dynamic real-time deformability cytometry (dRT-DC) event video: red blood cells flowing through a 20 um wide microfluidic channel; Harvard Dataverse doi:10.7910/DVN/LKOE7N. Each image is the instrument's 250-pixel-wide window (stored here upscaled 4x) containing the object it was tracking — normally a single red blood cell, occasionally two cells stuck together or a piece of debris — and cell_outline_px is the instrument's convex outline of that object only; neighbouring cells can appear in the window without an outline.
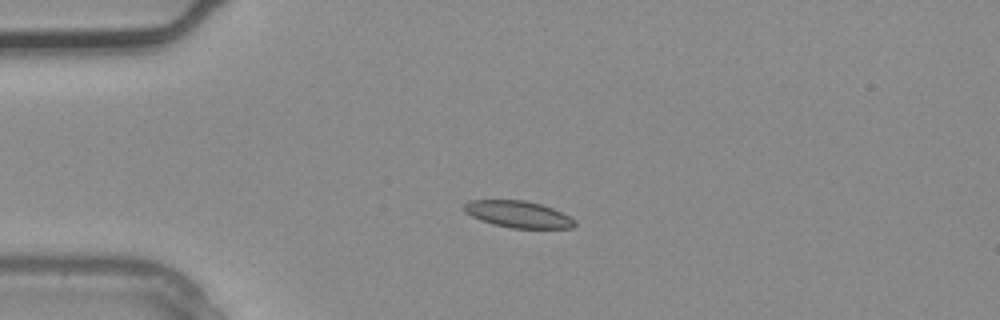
{"species": "common noctule bat (a hibernating species)", "species_latin": "Nyctalus noctula", "temperature_condition": "warm", "stored_images_in_passage": 3, "camera_frame_rate_fps": 3000, "um_per_image_px": 0.085, "animal": {"sex": "male", "body_mass_g": 20.4}, "frame": {"image": 1, "passage_image": 2, "time_ms": 0.333, "image_size_px": [1000, 320], "cell_outline_px": [[576, 224], [572, 228], [512, 228], [492, 224], [480, 220], [464, 212], [464, 204], [468, 200], [524, 200], [540, 204], [552, 208], [568, 216]], "centroid_in_image_um": [43.99, 18.21], "position_along_channel_um": 41.0, "area_um2": 17.05}}
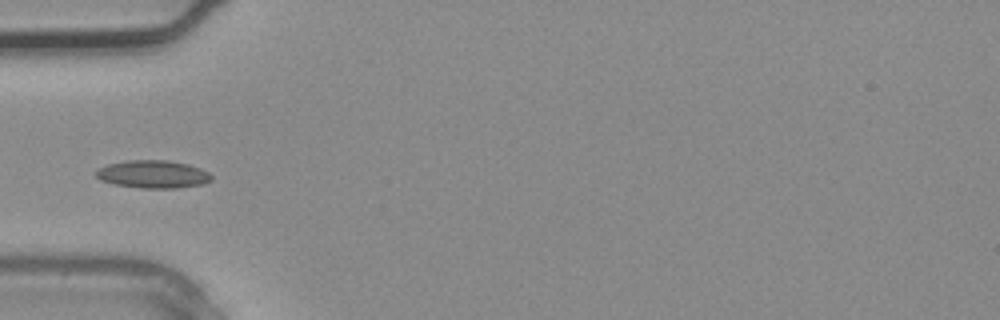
{"frame": {"image": 2, "passage_image": 3, "time_ms": 0.667, "image_size_px": [1000, 320], "cell_outline_px": [[212, 180], [204, 184], [176, 188], [140, 188], [116, 184], [100, 180], [96, 176], [96, 168], [108, 164], [128, 160], [168, 160], [188, 164], [200, 168], [208, 172], [212, 176]], "centroid_in_image_um": [13.01, 14.8], "position_along_channel_um": 72.0, "area_um2": 18.79}}